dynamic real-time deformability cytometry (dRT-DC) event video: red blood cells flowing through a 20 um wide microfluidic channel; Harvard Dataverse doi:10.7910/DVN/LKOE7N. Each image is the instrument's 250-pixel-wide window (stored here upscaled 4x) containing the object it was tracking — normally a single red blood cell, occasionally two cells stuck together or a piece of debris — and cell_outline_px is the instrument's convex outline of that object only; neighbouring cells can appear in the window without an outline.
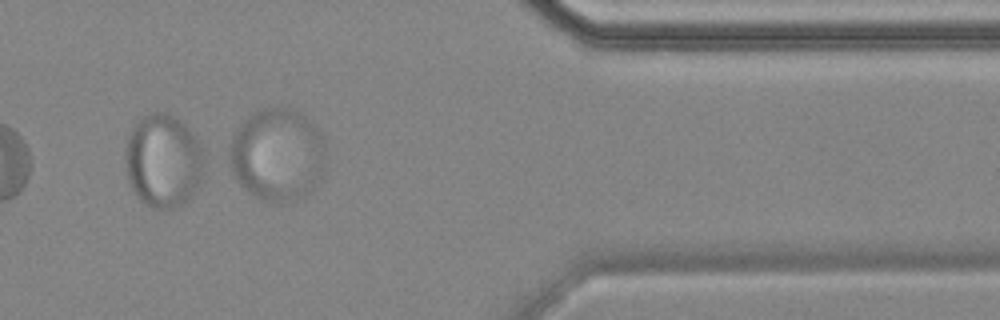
{"species": "common noctule bat (a hibernating species)", "species_latin": "Nyctalus noctula", "temperature_condition": "cold", "stored_images_in_passage": 15, "camera_frame_rate_fps": 3000, "um_per_image_px": 0.085, "animal": {"sex": "female", "body_mass_g": 18.4}, "frame": {"image": 1, "passage_image": 13, "time_ms": 15.333, "image_size_px": [1000, 320], "cell_outline_px": [[204, 172], [200, 184], [184, 204], [176, 208], [152, 208], [140, 200], [132, 188], [128, 180], [124, 156], [128, 136], [132, 128], [140, 116], [152, 112], [164, 112], [176, 116], [196, 136], [204, 148]], "centroid_in_image_um": [13.9, 13.65], "position_along_channel_um": 397.5, "area_um2": 43.64}}